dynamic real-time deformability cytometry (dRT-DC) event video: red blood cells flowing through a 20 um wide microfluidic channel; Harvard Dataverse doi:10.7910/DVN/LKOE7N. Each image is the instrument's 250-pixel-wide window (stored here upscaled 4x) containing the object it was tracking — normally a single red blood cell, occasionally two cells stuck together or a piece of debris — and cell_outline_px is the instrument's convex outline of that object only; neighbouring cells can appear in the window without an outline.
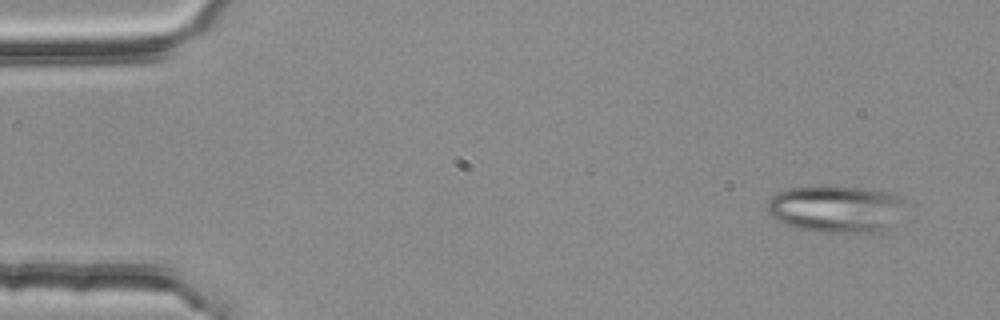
{"species": "common noctule bat (a hibernating species)", "species_latin": "Nyctalus noctula", "temperature_condition": "room temperature", "stored_images_in_passage": 54, "segment_of_instrument_passage": [1, 2], "camera_frame_rate_fps": 3000, "um_per_image_px": 0.085, "animal": {"sex": "female", "body_mass_g": 25.1}, "frame": {"image": 1, "passage_image": 4, "time_ms": 1.0, "image_size_px": [1000, 320], "cell_outline_px": [[904, 200], [888, 224], [880, 232], [820, 232], [796, 228], [784, 224], [772, 216], [768, 212], [768, 200], [776, 192], [788, 188], [860, 188], [884, 192], [896, 196]], "centroid_in_image_um": [70.91, 17.78], "position_along_channel_um": 14.1, "area_um2": 36.18}}